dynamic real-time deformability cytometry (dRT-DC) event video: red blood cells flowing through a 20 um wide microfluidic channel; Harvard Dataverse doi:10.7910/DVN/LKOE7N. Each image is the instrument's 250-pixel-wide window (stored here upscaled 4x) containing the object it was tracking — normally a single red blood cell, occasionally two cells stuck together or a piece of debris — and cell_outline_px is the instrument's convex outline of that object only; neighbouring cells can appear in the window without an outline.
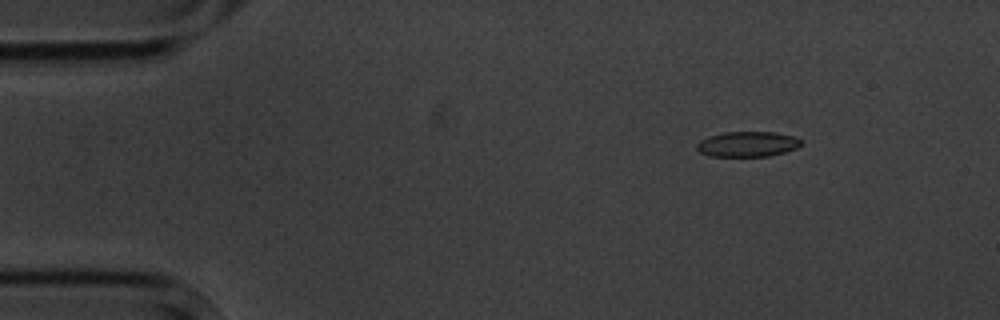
{"species": "common noctule bat (a hibernating species)", "species_latin": "Nyctalus noctula", "temperature_condition": "cold", "stored_images_in_passage": 5, "segment_of_instrument_passage": [1, 2], "camera_frame_rate_fps": 3000, "um_per_image_px": 0.085, "animal": {"sex": "male", "body_mass_g": 20.1, "forearm_length_mm": 53.5}, "frame": {"image": 1, "passage_image": 2, "time_ms": 1.333, "image_size_px": [1000, 320], "cell_outline_px": [[800, 144], [796, 148], [784, 152], [768, 156], [712, 156], [700, 152], [696, 148], [696, 144], [700, 140], [708, 136], [724, 132], [776, 132], [792, 136], [800, 140]], "centroid_in_image_um": [63.49, 12.24], "position_along_channel_um": 21.5, "area_um2": 15.2}}
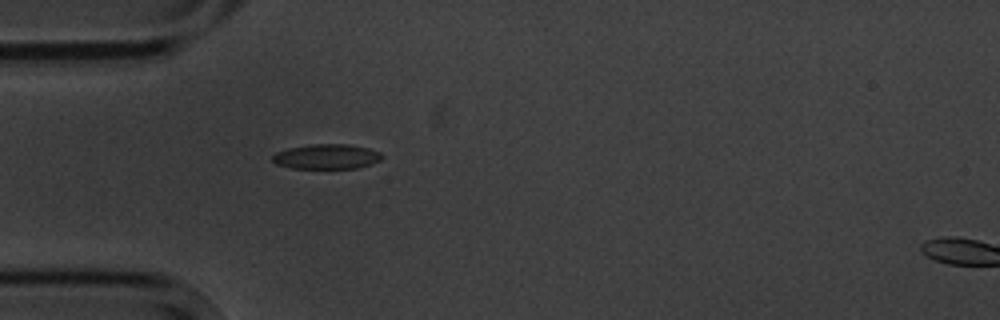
{"frame": {"image": 2, "passage_image": 4, "time_ms": 4.333, "image_size_px": [1000, 320], "cell_outline_px": [[384, 156], [380, 160], [372, 164], [356, 168], [292, 168], [276, 164], [272, 160], [272, 156], [276, 152], [288, 148], [312, 144], [348, 144], [368, 148], [380, 152]], "centroid_in_image_um": [27.77, 13.31], "position_along_channel_um": 57.2, "area_um2": 15.9}}